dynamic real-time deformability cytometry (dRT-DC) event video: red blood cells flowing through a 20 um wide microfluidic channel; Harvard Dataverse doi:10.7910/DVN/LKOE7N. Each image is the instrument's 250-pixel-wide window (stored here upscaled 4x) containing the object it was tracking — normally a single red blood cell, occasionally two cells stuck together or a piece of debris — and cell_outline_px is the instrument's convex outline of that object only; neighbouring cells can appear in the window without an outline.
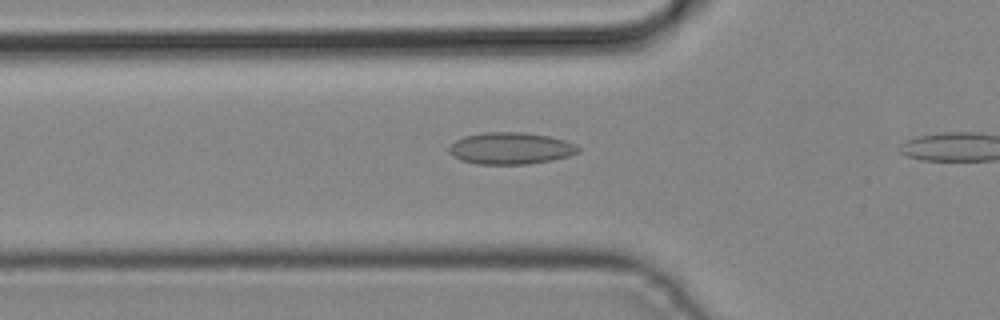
{"species": "common noctule bat (a hibernating species)", "species_latin": "Nyctalus noctula", "temperature_condition": "cold", "stored_images_in_passage": 8, "camera_frame_rate_fps": 3000, "um_per_image_px": 0.085, "animal": {"sex": "male", "body_mass_g": 19.2, "forearm_length_mm": 51.8}, "frame": {"image": 1, "passage_image": 6, "time_ms": 1.667, "image_size_px": [1000, 320], "cell_outline_px": [[580, 152], [568, 156], [552, 160], [528, 164], [476, 164], [460, 160], [448, 152], [448, 148], [456, 140], [464, 136], [484, 132], [524, 132], [548, 136], [564, 140], [576, 144], [580, 148]], "centroid_in_image_um": [43.41, 12.61], "position_along_channel_um": 82.4, "area_um2": 24.04}}